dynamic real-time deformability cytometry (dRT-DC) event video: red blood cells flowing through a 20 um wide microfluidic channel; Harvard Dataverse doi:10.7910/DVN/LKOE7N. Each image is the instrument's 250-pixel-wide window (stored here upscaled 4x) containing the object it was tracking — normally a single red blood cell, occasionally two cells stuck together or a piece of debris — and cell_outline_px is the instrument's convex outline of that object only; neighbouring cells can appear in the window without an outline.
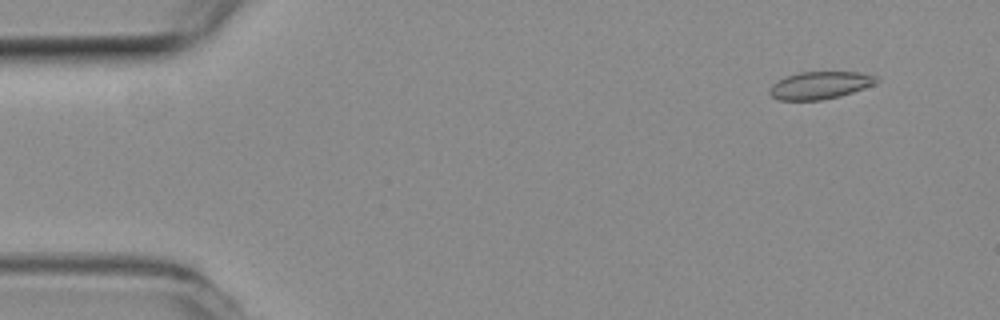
{"species": "common noctule bat (a hibernating species)", "species_latin": "Nyctalus noctula", "temperature_condition": "room temperature", "stored_images_in_passage": 12, "camera_frame_rate_fps": 3000, "um_per_image_px": 0.085, "animal": {"sex": "female", "body_mass_g": 19.3, "forearm_length_mm": 54.1}, "frame": {"image": 1, "passage_image": 5, "time_ms": 1.333, "image_size_px": [1000, 320], "cell_outline_px": [[880, 80], [872, 84], [852, 92], [840, 96], [820, 100], [776, 100], [768, 92], [768, 88], [776, 80], [784, 76], [800, 72], [860, 72], [876, 76]], "centroid_in_image_um": [69.62, 7.24], "position_along_channel_um": 15.4, "area_um2": 17.17}}